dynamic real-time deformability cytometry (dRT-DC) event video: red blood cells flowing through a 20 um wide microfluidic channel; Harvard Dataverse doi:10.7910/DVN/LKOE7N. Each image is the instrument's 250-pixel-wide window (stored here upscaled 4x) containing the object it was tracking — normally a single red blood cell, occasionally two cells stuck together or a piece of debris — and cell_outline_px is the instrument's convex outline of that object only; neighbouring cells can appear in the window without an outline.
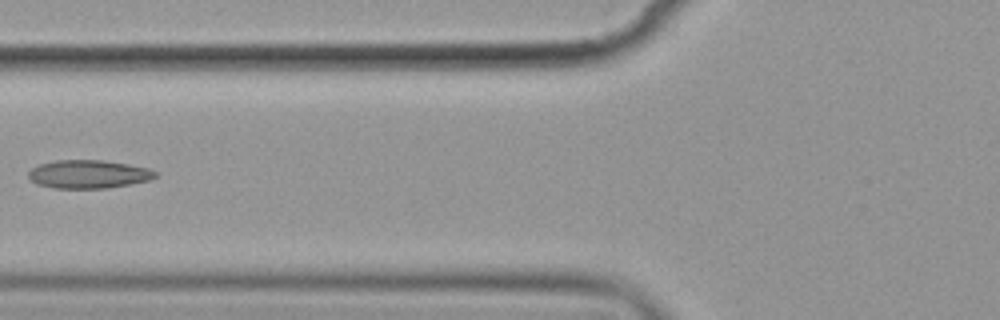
{"species": "common noctule bat (a hibernating species)", "species_latin": "Nyctalus noctula", "temperature_condition": "cold", "stored_images_in_passage": 6, "camera_frame_rate_fps": 3000, "um_per_image_px": 0.085, "animal": {"sex": "female", "body_mass_g": 19.9}, "frame": {"image": 1, "passage_image": 6, "time_ms": 6.0, "image_size_px": [1000, 320], "cell_outline_px": [[156, 176], [148, 180], [108, 188], [56, 188], [36, 184], [28, 176], [28, 172], [32, 168], [40, 164], [56, 160], [104, 160], [128, 164], [148, 168], [156, 172]], "centroid_in_image_um": [7.5, 14.8], "position_along_channel_um": 118.3, "area_um2": 20.75}}